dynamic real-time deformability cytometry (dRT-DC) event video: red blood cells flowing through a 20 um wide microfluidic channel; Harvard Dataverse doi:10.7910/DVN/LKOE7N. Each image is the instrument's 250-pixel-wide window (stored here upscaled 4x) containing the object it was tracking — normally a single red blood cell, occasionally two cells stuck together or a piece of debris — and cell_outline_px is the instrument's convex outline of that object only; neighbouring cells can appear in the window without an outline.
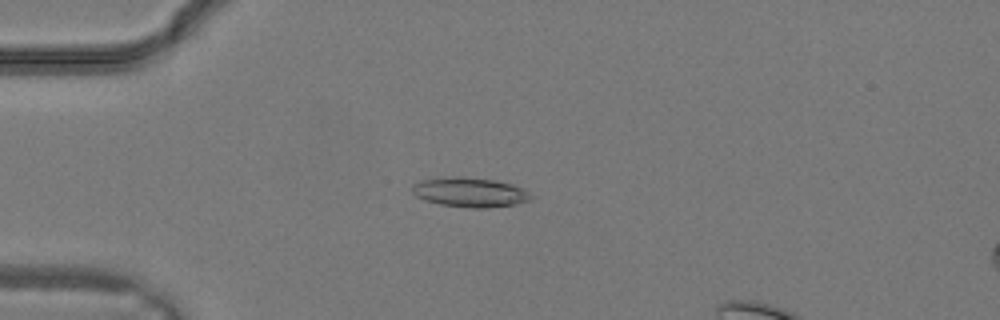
{"species": "common noctule bat (a hibernating species)", "species_latin": "Nyctalus noctula", "temperature_condition": "warm", "stored_images_in_passage": 29, "camera_frame_rate_fps": 3000, "um_per_image_px": 0.085, "animal": {"sex": "male", "body_mass_g": 19.2, "forearm_length_mm": 51.8}, "frame": {"image": 1, "passage_image": 8, "time_ms": 2.333, "image_size_px": [1000, 320], "cell_outline_px": [[532, 200], [516, 204], [488, 208], [472, 208], [440, 204], [416, 196], [412, 192], [412, 184], [420, 180], [452, 176], [456, 176], [496, 180], [512, 184], [524, 188], [532, 196]], "centroid_in_image_um": [39.97, 16.34], "position_along_channel_um": 45.0, "area_um2": 20.52}}
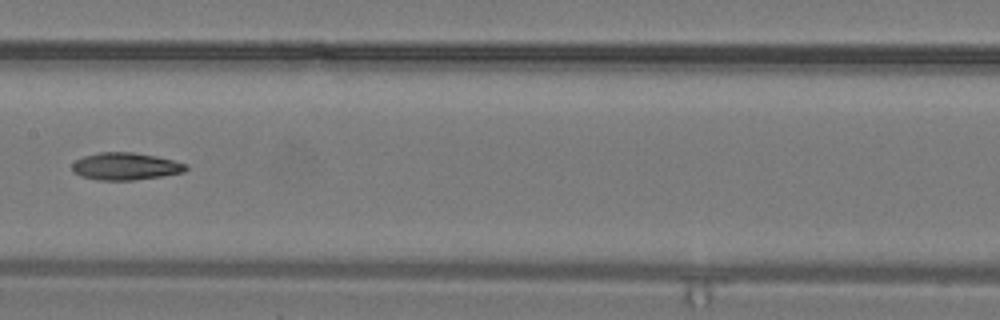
{"frame": {"image": 2, "passage_image": 16, "time_ms": 5.0, "image_size_px": [1000, 320], "cell_outline_px": [[188, 168], [184, 172], [164, 176], [132, 180], [96, 180], [80, 176], [72, 172], [72, 164], [76, 160], [84, 156], [100, 152], [132, 152], [156, 156], [188, 164]], "centroid_in_image_um": [10.66, 14.14], "position_along_channel_um": 196.7, "area_um2": 18.21}}
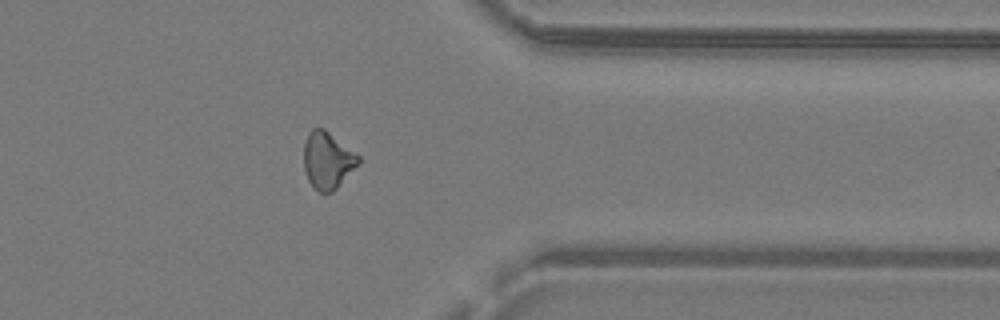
{"frame": {"image": 3, "passage_image": 25, "time_ms": 8.0, "image_size_px": [1000, 320], "cell_outline_px": [[360, 164], [332, 192], [320, 192], [308, 180], [304, 168], [304, 144], [308, 132], [312, 128], [324, 128], [360, 156]], "centroid_in_image_um": [27.85, 13.61], "position_along_channel_um": 383.5, "area_um2": 18.03}}